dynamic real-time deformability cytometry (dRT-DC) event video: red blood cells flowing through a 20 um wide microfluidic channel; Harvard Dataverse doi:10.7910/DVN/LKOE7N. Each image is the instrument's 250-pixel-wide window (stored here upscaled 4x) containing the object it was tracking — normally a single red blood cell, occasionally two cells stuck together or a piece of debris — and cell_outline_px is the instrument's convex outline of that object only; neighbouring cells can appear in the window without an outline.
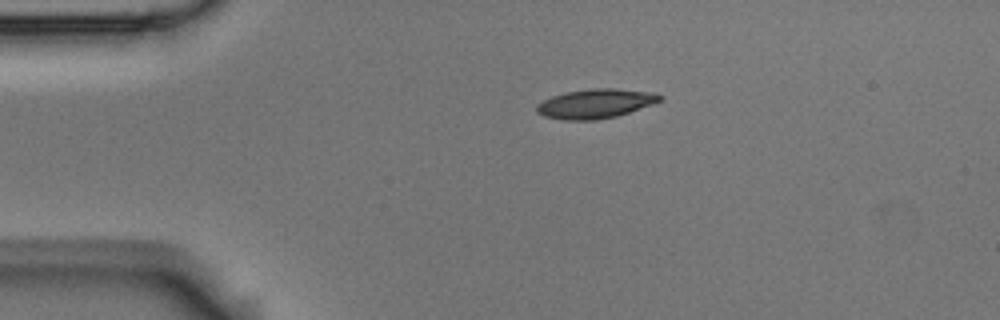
{"species": "Egyptian fruit bat (a non-hibernating species)", "species_latin": "Rousettus aegyptiacus", "temperature_condition": "room temperature", "stored_images_in_passage": 36, "camera_frame_rate_fps": 3000, "um_per_image_px": 0.085, "animal": {"sex": "male"}, "frame": {"image": 1, "passage_image": 1, "time_ms": 0.0, "image_size_px": [1000, 320], "cell_outline_px": [[664, 96], [660, 100], [652, 104], [616, 116], [596, 120], [564, 120], [544, 116], [536, 112], [536, 104], [552, 96], [564, 92], [592, 88], [612, 88], [656, 92]], "centroid_in_image_um": [50.6, 8.8], "position_along_channel_um": 34.4, "area_um2": 21.1}}
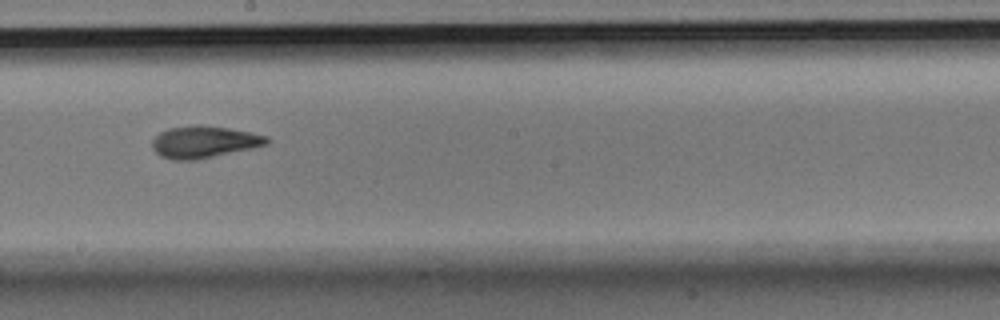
{"frame": {"image": 2, "passage_image": 20, "time_ms": 6.333, "image_size_px": [1000, 320], "cell_outline_px": [[272, 140], [268, 144], [252, 148], [196, 160], [172, 160], [160, 156], [152, 148], [152, 140], [160, 132], [168, 128], [196, 124], [200, 124], [228, 128], [252, 132], [268, 136]], "centroid_in_image_um": [17.36, 12.05], "position_along_channel_um": 230.8, "area_um2": 21.56}}
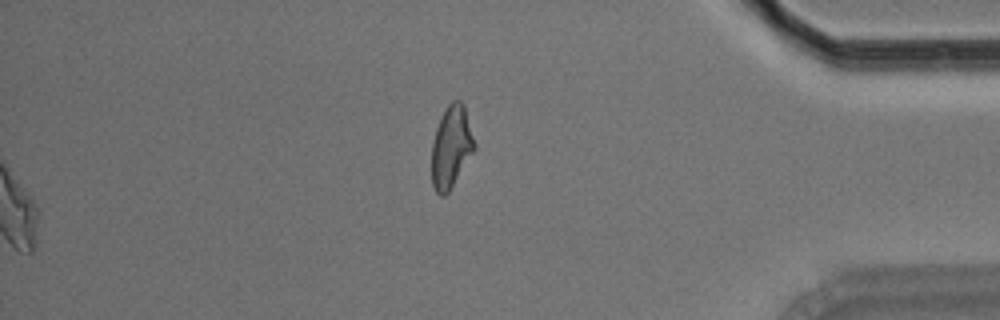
{"frame": {"image": 3, "passage_image": 36, "time_ms": 11.667, "image_size_px": [1000, 320], "cell_outline_px": [[476, 148], [448, 192], [444, 196], [440, 196], [436, 192], [432, 184], [432, 140], [440, 116], [448, 104], [452, 100], [460, 100], [464, 104], [476, 144]], "centroid_in_image_um": [38.35, 12.45], "position_along_channel_um": 396.8, "area_um2": 20.52}, "authors_computed_cell_mechanics": {"area_um2": 20.808, "velocity_mm_per_s": 3.7048, "shape_relaxation_time_tau1_ms": 6.6885, "shape_relaxation_time_tau2_ms": 2.6833, "deformation_change_tau1": 0.1802, "deformation_change_tau2": 0.09}}